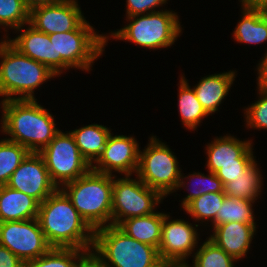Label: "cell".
<instances>
[{
  "label": "cell",
  "mask_w": 267,
  "mask_h": 267,
  "mask_svg": "<svg viewBox=\"0 0 267 267\" xmlns=\"http://www.w3.org/2000/svg\"><path fill=\"white\" fill-rule=\"evenodd\" d=\"M168 0H126V17L143 15L161 10L157 8L165 5Z\"/></svg>",
  "instance_id": "836d02e7"
},
{
  "label": "cell",
  "mask_w": 267,
  "mask_h": 267,
  "mask_svg": "<svg viewBox=\"0 0 267 267\" xmlns=\"http://www.w3.org/2000/svg\"><path fill=\"white\" fill-rule=\"evenodd\" d=\"M129 23L117 31L106 33V45L110 38L132 42L141 48L164 49L171 47L181 36L182 25L177 12L163 7L161 11L126 17ZM110 36V37H109Z\"/></svg>",
  "instance_id": "52a82bcc"
},
{
  "label": "cell",
  "mask_w": 267,
  "mask_h": 267,
  "mask_svg": "<svg viewBox=\"0 0 267 267\" xmlns=\"http://www.w3.org/2000/svg\"><path fill=\"white\" fill-rule=\"evenodd\" d=\"M149 139L143 151L139 150V165L135 176L166 198L176 192L182 169L176 155L166 143L153 135Z\"/></svg>",
  "instance_id": "ba28073f"
},
{
  "label": "cell",
  "mask_w": 267,
  "mask_h": 267,
  "mask_svg": "<svg viewBox=\"0 0 267 267\" xmlns=\"http://www.w3.org/2000/svg\"><path fill=\"white\" fill-rule=\"evenodd\" d=\"M168 213H163L161 240L158 254L162 262L187 261L198 248L200 233L199 224L192 225L184 219H171Z\"/></svg>",
  "instance_id": "7c38bea8"
},
{
  "label": "cell",
  "mask_w": 267,
  "mask_h": 267,
  "mask_svg": "<svg viewBox=\"0 0 267 267\" xmlns=\"http://www.w3.org/2000/svg\"><path fill=\"white\" fill-rule=\"evenodd\" d=\"M181 173L179 184L177 187V191L180 189H186L189 194H187L181 202V209H184L192 200L198 198L200 195L205 193H213V192H224L223 191V184L221 180L217 177L216 173L208 171L209 175H205L201 172H194L192 174L189 173L187 176ZM186 180V182H185ZM187 180H191L188 182ZM188 183V184H187ZM191 183V184H190ZM192 189L189 188V186Z\"/></svg>",
  "instance_id": "484cf974"
},
{
  "label": "cell",
  "mask_w": 267,
  "mask_h": 267,
  "mask_svg": "<svg viewBox=\"0 0 267 267\" xmlns=\"http://www.w3.org/2000/svg\"><path fill=\"white\" fill-rule=\"evenodd\" d=\"M30 152L22 145L0 140V186L7 185L11 175Z\"/></svg>",
  "instance_id": "f546056e"
},
{
  "label": "cell",
  "mask_w": 267,
  "mask_h": 267,
  "mask_svg": "<svg viewBox=\"0 0 267 267\" xmlns=\"http://www.w3.org/2000/svg\"><path fill=\"white\" fill-rule=\"evenodd\" d=\"M0 245L8 248L23 262L36 259L52 248L37 218L1 222Z\"/></svg>",
  "instance_id": "8fae6325"
},
{
  "label": "cell",
  "mask_w": 267,
  "mask_h": 267,
  "mask_svg": "<svg viewBox=\"0 0 267 267\" xmlns=\"http://www.w3.org/2000/svg\"><path fill=\"white\" fill-rule=\"evenodd\" d=\"M189 261H166L162 262L161 267H194L193 264L190 265Z\"/></svg>",
  "instance_id": "60d3db41"
},
{
  "label": "cell",
  "mask_w": 267,
  "mask_h": 267,
  "mask_svg": "<svg viewBox=\"0 0 267 267\" xmlns=\"http://www.w3.org/2000/svg\"><path fill=\"white\" fill-rule=\"evenodd\" d=\"M37 99L0 101V132L29 152L39 153L60 131L55 118Z\"/></svg>",
  "instance_id": "7a4b0ae2"
},
{
  "label": "cell",
  "mask_w": 267,
  "mask_h": 267,
  "mask_svg": "<svg viewBox=\"0 0 267 267\" xmlns=\"http://www.w3.org/2000/svg\"><path fill=\"white\" fill-rule=\"evenodd\" d=\"M241 19L233 31V39L240 44L267 42V8L241 6ZM266 41V42H265Z\"/></svg>",
  "instance_id": "44dd1931"
},
{
  "label": "cell",
  "mask_w": 267,
  "mask_h": 267,
  "mask_svg": "<svg viewBox=\"0 0 267 267\" xmlns=\"http://www.w3.org/2000/svg\"><path fill=\"white\" fill-rule=\"evenodd\" d=\"M60 189L94 231L111 225L113 175L91 168L86 174L64 184Z\"/></svg>",
  "instance_id": "277c9868"
},
{
  "label": "cell",
  "mask_w": 267,
  "mask_h": 267,
  "mask_svg": "<svg viewBox=\"0 0 267 267\" xmlns=\"http://www.w3.org/2000/svg\"><path fill=\"white\" fill-rule=\"evenodd\" d=\"M258 100L245 107L243 111L246 128L267 130V93L257 90Z\"/></svg>",
  "instance_id": "d6a6232c"
},
{
  "label": "cell",
  "mask_w": 267,
  "mask_h": 267,
  "mask_svg": "<svg viewBox=\"0 0 267 267\" xmlns=\"http://www.w3.org/2000/svg\"><path fill=\"white\" fill-rule=\"evenodd\" d=\"M86 19L75 29L49 35L54 49V74L64 70L80 69L90 72L95 60L105 51L106 34L95 32ZM90 70V71H89Z\"/></svg>",
  "instance_id": "8992f818"
},
{
  "label": "cell",
  "mask_w": 267,
  "mask_h": 267,
  "mask_svg": "<svg viewBox=\"0 0 267 267\" xmlns=\"http://www.w3.org/2000/svg\"><path fill=\"white\" fill-rule=\"evenodd\" d=\"M178 85V112L182 125L194 131L209 114L204 110L195 91L189 86L188 80L182 73Z\"/></svg>",
  "instance_id": "cb8c5ba5"
},
{
  "label": "cell",
  "mask_w": 267,
  "mask_h": 267,
  "mask_svg": "<svg viewBox=\"0 0 267 267\" xmlns=\"http://www.w3.org/2000/svg\"><path fill=\"white\" fill-rule=\"evenodd\" d=\"M90 254L76 248H51L46 254L24 262V267H79Z\"/></svg>",
  "instance_id": "4316f807"
},
{
  "label": "cell",
  "mask_w": 267,
  "mask_h": 267,
  "mask_svg": "<svg viewBox=\"0 0 267 267\" xmlns=\"http://www.w3.org/2000/svg\"><path fill=\"white\" fill-rule=\"evenodd\" d=\"M79 267H105L92 254H90Z\"/></svg>",
  "instance_id": "f35d334b"
},
{
  "label": "cell",
  "mask_w": 267,
  "mask_h": 267,
  "mask_svg": "<svg viewBox=\"0 0 267 267\" xmlns=\"http://www.w3.org/2000/svg\"><path fill=\"white\" fill-rule=\"evenodd\" d=\"M226 194L224 192L205 193L192 200L183 210L197 223L206 225L215 220ZM207 221V223L205 222ZM203 222V223H202Z\"/></svg>",
  "instance_id": "f1b7e54d"
},
{
  "label": "cell",
  "mask_w": 267,
  "mask_h": 267,
  "mask_svg": "<svg viewBox=\"0 0 267 267\" xmlns=\"http://www.w3.org/2000/svg\"><path fill=\"white\" fill-rule=\"evenodd\" d=\"M2 39H4V40H2ZM2 39L0 40V46H1V45L3 44V42L6 40V37L4 36Z\"/></svg>",
  "instance_id": "b9f144b4"
},
{
  "label": "cell",
  "mask_w": 267,
  "mask_h": 267,
  "mask_svg": "<svg viewBox=\"0 0 267 267\" xmlns=\"http://www.w3.org/2000/svg\"><path fill=\"white\" fill-rule=\"evenodd\" d=\"M111 129L100 124H89L71 130L81 155L92 166L102 155Z\"/></svg>",
  "instance_id": "603a6c76"
},
{
  "label": "cell",
  "mask_w": 267,
  "mask_h": 267,
  "mask_svg": "<svg viewBox=\"0 0 267 267\" xmlns=\"http://www.w3.org/2000/svg\"><path fill=\"white\" fill-rule=\"evenodd\" d=\"M37 219L52 248H76L92 252L95 231L60 188L39 204Z\"/></svg>",
  "instance_id": "6da1fadb"
},
{
  "label": "cell",
  "mask_w": 267,
  "mask_h": 267,
  "mask_svg": "<svg viewBox=\"0 0 267 267\" xmlns=\"http://www.w3.org/2000/svg\"><path fill=\"white\" fill-rule=\"evenodd\" d=\"M133 136L109 135L102 155L92 165L94 171L115 175L137 173L139 165V143Z\"/></svg>",
  "instance_id": "4fadbf2b"
},
{
  "label": "cell",
  "mask_w": 267,
  "mask_h": 267,
  "mask_svg": "<svg viewBox=\"0 0 267 267\" xmlns=\"http://www.w3.org/2000/svg\"><path fill=\"white\" fill-rule=\"evenodd\" d=\"M250 164H229L223 165V167L216 172L217 177L221 180L223 186L230 181H233L234 178H237L240 175H243L244 170Z\"/></svg>",
  "instance_id": "e575fe53"
},
{
  "label": "cell",
  "mask_w": 267,
  "mask_h": 267,
  "mask_svg": "<svg viewBox=\"0 0 267 267\" xmlns=\"http://www.w3.org/2000/svg\"><path fill=\"white\" fill-rule=\"evenodd\" d=\"M30 11L25 7L22 0H0V28L4 32L9 29L17 30L29 23Z\"/></svg>",
  "instance_id": "1f68e13d"
},
{
  "label": "cell",
  "mask_w": 267,
  "mask_h": 267,
  "mask_svg": "<svg viewBox=\"0 0 267 267\" xmlns=\"http://www.w3.org/2000/svg\"><path fill=\"white\" fill-rule=\"evenodd\" d=\"M113 175L112 219L111 224L118 226L122 221L155 213L164 197L149 188L137 176L117 178ZM158 205V206H157Z\"/></svg>",
  "instance_id": "9c48e42d"
},
{
  "label": "cell",
  "mask_w": 267,
  "mask_h": 267,
  "mask_svg": "<svg viewBox=\"0 0 267 267\" xmlns=\"http://www.w3.org/2000/svg\"><path fill=\"white\" fill-rule=\"evenodd\" d=\"M241 6L266 7L267 0H239Z\"/></svg>",
  "instance_id": "ab89813d"
},
{
  "label": "cell",
  "mask_w": 267,
  "mask_h": 267,
  "mask_svg": "<svg viewBox=\"0 0 267 267\" xmlns=\"http://www.w3.org/2000/svg\"><path fill=\"white\" fill-rule=\"evenodd\" d=\"M254 202L247 199H235L225 196L220 210L217 211L215 220L211 223L212 228L210 229L228 222H240L257 226L253 209L255 207L253 206Z\"/></svg>",
  "instance_id": "83f0119b"
},
{
  "label": "cell",
  "mask_w": 267,
  "mask_h": 267,
  "mask_svg": "<svg viewBox=\"0 0 267 267\" xmlns=\"http://www.w3.org/2000/svg\"><path fill=\"white\" fill-rule=\"evenodd\" d=\"M199 247L191 257L194 267H235L237 263L209 238H206Z\"/></svg>",
  "instance_id": "4dcf8cb0"
},
{
  "label": "cell",
  "mask_w": 267,
  "mask_h": 267,
  "mask_svg": "<svg viewBox=\"0 0 267 267\" xmlns=\"http://www.w3.org/2000/svg\"><path fill=\"white\" fill-rule=\"evenodd\" d=\"M39 202L7 185L0 186V223L38 217Z\"/></svg>",
  "instance_id": "ffe728a7"
},
{
  "label": "cell",
  "mask_w": 267,
  "mask_h": 267,
  "mask_svg": "<svg viewBox=\"0 0 267 267\" xmlns=\"http://www.w3.org/2000/svg\"><path fill=\"white\" fill-rule=\"evenodd\" d=\"M256 159L244 170L243 175L234 178L233 181L223 186L226 196L235 199H247L256 201L260 198L263 184L259 163ZM258 164V165H257Z\"/></svg>",
  "instance_id": "d4e9b609"
},
{
  "label": "cell",
  "mask_w": 267,
  "mask_h": 267,
  "mask_svg": "<svg viewBox=\"0 0 267 267\" xmlns=\"http://www.w3.org/2000/svg\"><path fill=\"white\" fill-rule=\"evenodd\" d=\"M257 227L254 224L228 222L217 225L208 236L218 247L222 248L236 261L247 256L251 243L256 235Z\"/></svg>",
  "instance_id": "e0dca14e"
},
{
  "label": "cell",
  "mask_w": 267,
  "mask_h": 267,
  "mask_svg": "<svg viewBox=\"0 0 267 267\" xmlns=\"http://www.w3.org/2000/svg\"><path fill=\"white\" fill-rule=\"evenodd\" d=\"M57 77L44 64L21 54L7 40L0 46V96L5 100H34L35 90ZM18 95V96H17Z\"/></svg>",
  "instance_id": "3957f363"
},
{
  "label": "cell",
  "mask_w": 267,
  "mask_h": 267,
  "mask_svg": "<svg viewBox=\"0 0 267 267\" xmlns=\"http://www.w3.org/2000/svg\"><path fill=\"white\" fill-rule=\"evenodd\" d=\"M0 267H24V262L8 248L0 245Z\"/></svg>",
  "instance_id": "d590c367"
},
{
  "label": "cell",
  "mask_w": 267,
  "mask_h": 267,
  "mask_svg": "<svg viewBox=\"0 0 267 267\" xmlns=\"http://www.w3.org/2000/svg\"><path fill=\"white\" fill-rule=\"evenodd\" d=\"M257 65V90L267 93V51Z\"/></svg>",
  "instance_id": "8d00e7d4"
},
{
  "label": "cell",
  "mask_w": 267,
  "mask_h": 267,
  "mask_svg": "<svg viewBox=\"0 0 267 267\" xmlns=\"http://www.w3.org/2000/svg\"><path fill=\"white\" fill-rule=\"evenodd\" d=\"M7 186L32 196L39 203L58 189L50 178L42 156L33 152L13 172Z\"/></svg>",
  "instance_id": "9a60e30c"
},
{
  "label": "cell",
  "mask_w": 267,
  "mask_h": 267,
  "mask_svg": "<svg viewBox=\"0 0 267 267\" xmlns=\"http://www.w3.org/2000/svg\"><path fill=\"white\" fill-rule=\"evenodd\" d=\"M236 70L215 73L201 77L198 84L193 86L197 99L204 110L212 115L218 112L219 106L229 94L232 84L237 76Z\"/></svg>",
  "instance_id": "d6986e66"
},
{
  "label": "cell",
  "mask_w": 267,
  "mask_h": 267,
  "mask_svg": "<svg viewBox=\"0 0 267 267\" xmlns=\"http://www.w3.org/2000/svg\"><path fill=\"white\" fill-rule=\"evenodd\" d=\"M91 254L105 267H161L158 249L131 238L116 225L95 230Z\"/></svg>",
  "instance_id": "5b68a950"
},
{
  "label": "cell",
  "mask_w": 267,
  "mask_h": 267,
  "mask_svg": "<svg viewBox=\"0 0 267 267\" xmlns=\"http://www.w3.org/2000/svg\"><path fill=\"white\" fill-rule=\"evenodd\" d=\"M85 18L77 0H59L33 8L29 24L37 31L50 35L75 30Z\"/></svg>",
  "instance_id": "5bb4252c"
},
{
  "label": "cell",
  "mask_w": 267,
  "mask_h": 267,
  "mask_svg": "<svg viewBox=\"0 0 267 267\" xmlns=\"http://www.w3.org/2000/svg\"><path fill=\"white\" fill-rule=\"evenodd\" d=\"M163 212L131 217L122 221L118 227L135 240L159 249Z\"/></svg>",
  "instance_id": "7402d4cb"
},
{
  "label": "cell",
  "mask_w": 267,
  "mask_h": 267,
  "mask_svg": "<svg viewBox=\"0 0 267 267\" xmlns=\"http://www.w3.org/2000/svg\"><path fill=\"white\" fill-rule=\"evenodd\" d=\"M25 7L31 11L33 8L58 2L59 0H22Z\"/></svg>",
  "instance_id": "74e56055"
},
{
  "label": "cell",
  "mask_w": 267,
  "mask_h": 267,
  "mask_svg": "<svg viewBox=\"0 0 267 267\" xmlns=\"http://www.w3.org/2000/svg\"><path fill=\"white\" fill-rule=\"evenodd\" d=\"M213 139L205 147L207 171L216 173L223 165L251 164L256 159L252 139L242 141L231 134L216 136Z\"/></svg>",
  "instance_id": "2e32d148"
},
{
  "label": "cell",
  "mask_w": 267,
  "mask_h": 267,
  "mask_svg": "<svg viewBox=\"0 0 267 267\" xmlns=\"http://www.w3.org/2000/svg\"><path fill=\"white\" fill-rule=\"evenodd\" d=\"M39 154L57 188L78 179L92 168L81 155L70 131L60 130Z\"/></svg>",
  "instance_id": "30bf717a"
},
{
  "label": "cell",
  "mask_w": 267,
  "mask_h": 267,
  "mask_svg": "<svg viewBox=\"0 0 267 267\" xmlns=\"http://www.w3.org/2000/svg\"><path fill=\"white\" fill-rule=\"evenodd\" d=\"M15 31L20 34L11 39L6 33L4 34L6 40L21 54L44 64L54 73V49L49 35L37 31L29 23Z\"/></svg>",
  "instance_id": "ac0fdd59"
}]
</instances>
